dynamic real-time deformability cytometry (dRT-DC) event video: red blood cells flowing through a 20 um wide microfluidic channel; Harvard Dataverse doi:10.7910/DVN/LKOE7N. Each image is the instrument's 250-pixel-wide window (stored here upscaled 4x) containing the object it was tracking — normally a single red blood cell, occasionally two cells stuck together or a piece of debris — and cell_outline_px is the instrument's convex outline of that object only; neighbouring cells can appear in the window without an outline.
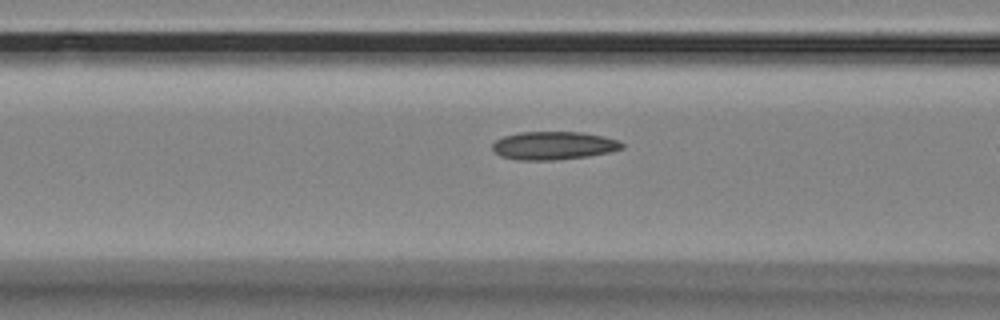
{"species": "Egyptian fruit bat (a non-hibernating species)", "species_latin": "Rousettus aegyptiacus", "temperature_condition": "room temperature", "stored_images_in_passage": 12, "camera_frame_rate_fps": 3000, "um_per_image_px": 0.085, "animal": {"sex": "female"}, "frame": {"image": 1, "passage_image": 10, "time_ms": 3.0, "image_size_px": [1000, 320], "cell_outline_px": [[624, 148], [608, 152], [588, 156], [552, 160], [520, 160], [500, 156], [492, 148], [492, 144], [496, 140], [504, 136], [520, 132], [580, 132], [604, 136], [616, 140], [624, 144]], "centroid_in_image_um": [47.05, 12.37], "position_along_channel_um": 119.6, "area_um2": 21.1}}